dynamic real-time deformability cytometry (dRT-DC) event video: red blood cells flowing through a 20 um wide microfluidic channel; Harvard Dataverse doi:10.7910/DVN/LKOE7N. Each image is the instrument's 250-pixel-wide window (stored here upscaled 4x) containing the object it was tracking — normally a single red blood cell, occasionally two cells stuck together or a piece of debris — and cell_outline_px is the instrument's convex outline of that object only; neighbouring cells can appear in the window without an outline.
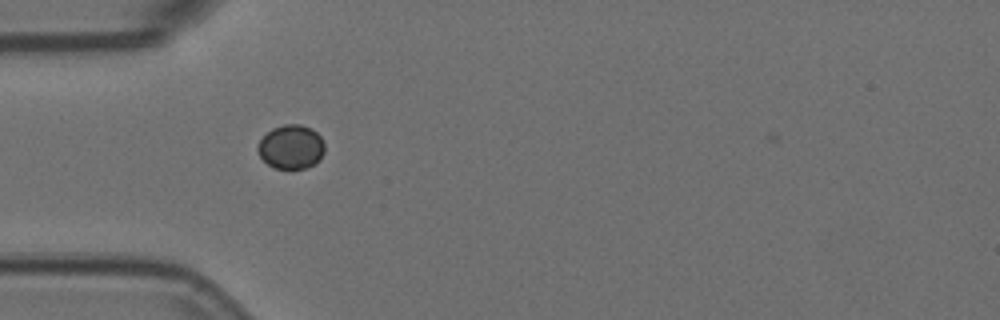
{"species": "Egyptian fruit bat (a non-hibernating species)", "species_latin": "Rousettus aegyptiacus", "temperature_condition": "room temperature", "stored_images_in_passage": 44, "camera_frame_rate_fps": 3000, "um_per_image_px": 0.085, "animal": {"sex": "female"}, "frame": {"image": 1, "passage_image": 5, "time_ms": 1.333, "image_size_px": [1000, 320], "cell_outline_px": [[324, 152], [320, 160], [304, 168], [276, 168], [268, 164], [260, 156], [256, 148], [260, 140], [272, 128], [284, 124], [300, 124], [312, 128], [320, 136], [324, 144]], "centroid_in_image_um": [24.75, 12.47], "position_along_channel_um": 60.3, "area_um2": 17.05}}
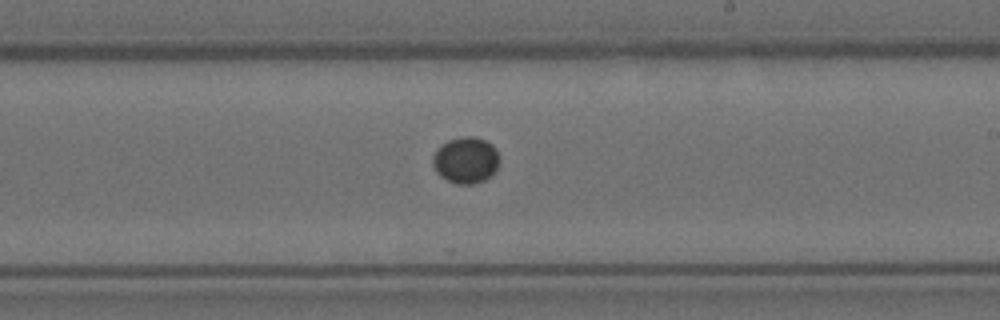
{"frame": {"image": 2, "passage_image": 21, "time_ms": 6.667, "image_size_px": [1000, 320], "cell_outline_px": [[500, 160], [492, 176], [484, 180], [472, 184], [456, 184], [440, 176], [436, 172], [432, 164], [432, 156], [436, 148], [440, 144], [448, 140], [464, 136], [472, 136], [484, 140], [492, 144], [496, 148]], "centroid_in_image_um": [39.58, 13.61], "position_along_channel_um": 249.4, "area_um2": 18.26}}
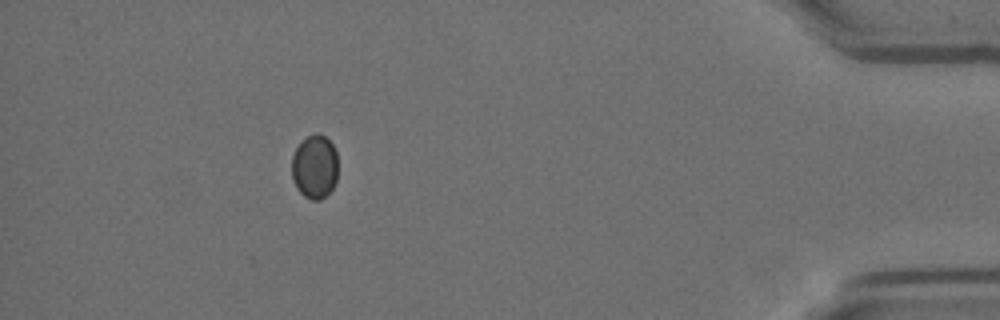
{"frame": {"image": 3, "passage_image": 39, "time_ms": 12.667, "image_size_px": [1000, 320], "cell_outline_px": [[336, 180], [332, 188], [320, 200], [312, 200], [304, 196], [296, 188], [292, 176], [292, 156], [296, 148], [308, 136], [316, 132], [320, 132], [332, 144], [336, 152]], "centroid_in_image_um": [26.73, 14.17], "position_along_channel_um": 408.5, "area_um2": 16.99}}